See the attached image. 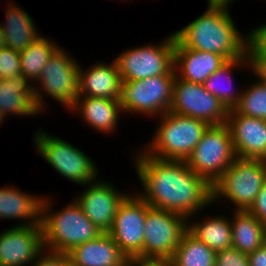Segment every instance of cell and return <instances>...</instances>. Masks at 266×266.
<instances>
[{
	"instance_id": "6da1fadb",
	"label": "cell",
	"mask_w": 266,
	"mask_h": 266,
	"mask_svg": "<svg viewBox=\"0 0 266 266\" xmlns=\"http://www.w3.org/2000/svg\"><path fill=\"white\" fill-rule=\"evenodd\" d=\"M134 153V168L141 183L136 193L150 206L186 219L213 205L212 186L194 173L186 161L163 160Z\"/></svg>"
},
{
	"instance_id": "7a4b0ae2",
	"label": "cell",
	"mask_w": 266,
	"mask_h": 266,
	"mask_svg": "<svg viewBox=\"0 0 266 266\" xmlns=\"http://www.w3.org/2000/svg\"><path fill=\"white\" fill-rule=\"evenodd\" d=\"M229 6L207 5L206 10L174 31L175 47L214 52L227 60L247 54L248 33H241L229 11Z\"/></svg>"
},
{
	"instance_id": "3957f363",
	"label": "cell",
	"mask_w": 266,
	"mask_h": 266,
	"mask_svg": "<svg viewBox=\"0 0 266 266\" xmlns=\"http://www.w3.org/2000/svg\"><path fill=\"white\" fill-rule=\"evenodd\" d=\"M53 198L42 200L41 227L44 249L68 253L75 246L95 239L102 232L87 218L74 199L60 210L53 209Z\"/></svg>"
},
{
	"instance_id": "277c9868",
	"label": "cell",
	"mask_w": 266,
	"mask_h": 266,
	"mask_svg": "<svg viewBox=\"0 0 266 266\" xmlns=\"http://www.w3.org/2000/svg\"><path fill=\"white\" fill-rule=\"evenodd\" d=\"M155 132L140 147L147 155L163 160L186 161L210 126L207 122L170 111L159 116Z\"/></svg>"
},
{
	"instance_id": "5b68a950",
	"label": "cell",
	"mask_w": 266,
	"mask_h": 266,
	"mask_svg": "<svg viewBox=\"0 0 266 266\" xmlns=\"http://www.w3.org/2000/svg\"><path fill=\"white\" fill-rule=\"evenodd\" d=\"M33 138L35 151L66 180L83 187L98 179L99 169L85 151L61 137L50 135L43 127Z\"/></svg>"
},
{
	"instance_id": "8992f818",
	"label": "cell",
	"mask_w": 266,
	"mask_h": 266,
	"mask_svg": "<svg viewBox=\"0 0 266 266\" xmlns=\"http://www.w3.org/2000/svg\"><path fill=\"white\" fill-rule=\"evenodd\" d=\"M69 54L70 51L67 52L65 47L60 46L43 67L40 78L34 84L35 103L41 113H46L48 108L46 96L63 105L66 110H69L78 98L80 64L75 56Z\"/></svg>"
},
{
	"instance_id": "52a82bcc",
	"label": "cell",
	"mask_w": 266,
	"mask_h": 266,
	"mask_svg": "<svg viewBox=\"0 0 266 266\" xmlns=\"http://www.w3.org/2000/svg\"><path fill=\"white\" fill-rule=\"evenodd\" d=\"M266 181V161L237 158L212 186L213 206L230 202L234 210L248 211Z\"/></svg>"
},
{
	"instance_id": "ba28073f",
	"label": "cell",
	"mask_w": 266,
	"mask_h": 266,
	"mask_svg": "<svg viewBox=\"0 0 266 266\" xmlns=\"http://www.w3.org/2000/svg\"><path fill=\"white\" fill-rule=\"evenodd\" d=\"M174 67L166 75L122 81L118 102L123 113L157 118L168 112L172 103Z\"/></svg>"
},
{
	"instance_id": "9c48e42d",
	"label": "cell",
	"mask_w": 266,
	"mask_h": 266,
	"mask_svg": "<svg viewBox=\"0 0 266 266\" xmlns=\"http://www.w3.org/2000/svg\"><path fill=\"white\" fill-rule=\"evenodd\" d=\"M237 159L227 124L210 125L186 160L189 168L213 186Z\"/></svg>"
},
{
	"instance_id": "30bf717a",
	"label": "cell",
	"mask_w": 266,
	"mask_h": 266,
	"mask_svg": "<svg viewBox=\"0 0 266 266\" xmlns=\"http://www.w3.org/2000/svg\"><path fill=\"white\" fill-rule=\"evenodd\" d=\"M175 35L155 44L129 48L115 57L122 81L166 75L174 67Z\"/></svg>"
},
{
	"instance_id": "8fae6325",
	"label": "cell",
	"mask_w": 266,
	"mask_h": 266,
	"mask_svg": "<svg viewBox=\"0 0 266 266\" xmlns=\"http://www.w3.org/2000/svg\"><path fill=\"white\" fill-rule=\"evenodd\" d=\"M169 111L203 120L209 125H222L227 123L229 110L203 84L187 82L176 76Z\"/></svg>"
},
{
	"instance_id": "7c38bea8",
	"label": "cell",
	"mask_w": 266,
	"mask_h": 266,
	"mask_svg": "<svg viewBox=\"0 0 266 266\" xmlns=\"http://www.w3.org/2000/svg\"><path fill=\"white\" fill-rule=\"evenodd\" d=\"M141 256L171 259L187 231V219L177 213L150 207L144 223Z\"/></svg>"
},
{
	"instance_id": "4fadbf2b",
	"label": "cell",
	"mask_w": 266,
	"mask_h": 266,
	"mask_svg": "<svg viewBox=\"0 0 266 266\" xmlns=\"http://www.w3.org/2000/svg\"><path fill=\"white\" fill-rule=\"evenodd\" d=\"M150 206L134 191L119 205L108 234L127 257L138 256L144 241V223Z\"/></svg>"
},
{
	"instance_id": "5bb4252c",
	"label": "cell",
	"mask_w": 266,
	"mask_h": 266,
	"mask_svg": "<svg viewBox=\"0 0 266 266\" xmlns=\"http://www.w3.org/2000/svg\"><path fill=\"white\" fill-rule=\"evenodd\" d=\"M99 178L86 184L84 186L86 189L81 190L82 192L76 195L74 200L102 233H108L113 226L119 205L130 192L120 191L109 180Z\"/></svg>"
},
{
	"instance_id": "9a60e30c",
	"label": "cell",
	"mask_w": 266,
	"mask_h": 266,
	"mask_svg": "<svg viewBox=\"0 0 266 266\" xmlns=\"http://www.w3.org/2000/svg\"><path fill=\"white\" fill-rule=\"evenodd\" d=\"M44 250L41 225H13L0 233V266H32Z\"/></svg>"
},
{
	"instance_id": "2e32d148",
	"label": "cell",
	"mask_w": 266,
	"mask_h": 266,
	"mask_svg": "<svg viewBox=\"0 0 266 266\" xmlns=\"http://www.w3.org/2000/svg\"><path fill=\"white\" fill-rule=\"evenodd\" d=\"M237 158L266 161V120L228 111L227 123Z\"/></svg>"
},
{
	"instance_id": "e0dca14e",
	"label": "cell",
	"mask_w": 266,
	"mask_h": 266,
	"mask_svg": "<svg viewBox=\"0 0 266 266\" xmlns=\"http://www.w3.org/2000/svg\"><path fill=\"white\" fill-rule=\"evenodd\" d=\"M68 111H71L70 114L74 112L76 116L80 114L79 117L87 128L112 137L118 130L116 128L123 114L118 99L99 97H78Z\"/></svg>"
},
{
	"instance_id": "ac0fdd59",
	"label": "cell",
	"mask_w": 266,
	"mask_h": 266,
	"mask_svg": "<svg viewBox=\"0 0 266 266\" xmlns=\"http://www.w3.org/2000/svg\"><path fill=\"white\" fill-rule=\"evenodd\" d=\"M110 62L79 66L78 97L118 99L122 79L116 61Z\"/></svg>"
},
{
	"instance_id": "d6986e66",
	"label": "cell",
	"mask_w": 266,
	"mask_h": 266,
	"mask_svg": "<svg viewBox=\"0 0 266 266\" xmlns=\"http://www.w3.org/2000/svg\"><path fill=\"white\" fill-rule=\"evenodd\" d=\"M30 194L17 186L0 187V220H18L14 226L41 225L44 196Z\"/></svg>"
},
{
	"instance_id": "ffe728a7",
	"label": "cell",
	"mask_w": 266,
	"mask_h": 266,
	"mask_svg": "<svg viewBox=\"0 0 266 266\" xmlns=\"http://www.w3.org/2000/svg\"><path fill=\"white\" fill-rule=\"evenodd\" d=\"M228 60L220 54L187 47L174 48V70L179 79L203 84Z\"/></svg>"
},
{
	"instance_id": "44dd1931",
	"label": "cell",
	"mask_w": 266,
	"mask_h": 266,
	"mask_svg": "<svg viewBox=\"0 0 266 266\" xmlns=\"http://www.w3.org/2000/svg\"><path fill=\"white\" fill-rule=\"evenodd\" d=\"M41 111L35 103L34 85L24 76L0 80V113L8 116H39Z\"/></svg>"
},
{
	"instance_id": "7402d4cb",
	"label": "cell",
	"mask_w": 266,
	"mask_h": 266,
	"mask_svg": "<svg viewBox=\"0 0 266 266\" xmlns=\"http://www.w3.org/2000/svg\"><path fill=\"white\" fill-rule=\"evenodd\" d=\"M67 254L79 266H125L128 259L108 233L75 246Z\"/></svg>"
},
{
	"instance_id": "603a6c76",
	"label": "cell",
	"mask_w": 266,
	"mask_h": 266,
	"mask_svg": "<svg viewBox=\"0 0 266 266\" xmlns=\"http://www.w3.org/2000/svg\"><path fill=\"white\" fill-rule=\"evenodd\" d=\"M5 22H0L6 40V46L14 51L21 52L37 40L41 33L31 15L13 1H7Z\"/></svg>"
},
{
	"instance_id": "cb8c5ba5",
	"label": "cell",
	"mask_w": 266,
	"mask_h": 266,
	"mask_svg": "<svg viewBox=\"0 0 266 266\" xmlns=\"http://www.w3.org/2000/svg\"><path fill=\"white\" fill-rule=\"evenodd\" d=\"M198 212L187 219V231L198 241L203 242L215 252L232 247V228L229 216L217 215L198 219ZM197 216V217H196ZM197 218V220H196ZM193 220V221H192Z\"/></svg>"
},
{
	"instance_id": "d4e9b609",
	"label": "cell",
	"mask_w": 266,
	"mask_h": 266,
	"mask_svg": "<svg viewBox=\"0 0 266 266\" xmlns=\"http://www.w3.org/2000/svg\"><path fill=\"white\" fill-rule=\"evenodd\" d=\"M239 68L251 70L248 54L235 60H228L203 83L204 88L218 98L228 110L233 109L239 103L242 93V89L238 90L240 88L236 87V89L233 85L235 83L233 79L236 76L234 71Z\"/></svg>"
},
{
	"instance_id": "484cf974",
	"label": "cell",
	"mask_w": 266,
	"mask_h": 266,
	"mask_svg": "<svg viewBox=\"0 0 266 266\" xmlns=\"http://www.w3.org/2000/svg\"><path fill=\"white\" fill-rule=\"evenodd\" d=\"M232 248L243 253H250L266 242V225L249 211H232Z\"/></svg>"
},
{
	"instance_id": "4316f807",
	"label": "cell",
	"mask_w": 266,
	"mask_h": 266,
	"mask_svg": "<svg viewBox=\"0 0 266 266\" xmlns=\"http://www.w3.org/2000/svg\"><path fill=\"white\" fill-rule=\"evenodd\" d=\"M59 44L41 35L27 48L19 52L21 73L33 85L40 78L43 67L47 64L52 54L60 47Z\"/></svg>"
},
{
	"instance_id": "83f0119b",
	"label": "cell",
	"mask_w": 266,
	"mask_h": 266,
	"mask_svg": "<svg viewBox=\"0 0 266 266\" xmlns=\"http://www.w3.org/2000/svg\"><path fill=\"white\" fill-rule=\"evenodd\" d=\"M215 259L214 250L186 231L171 261L172 266H215Z\"/></svg>"
},
{
	"instance_id": "f1b7e54d",
	"label": "cell",
	"mask_w": 266,
	"mask_h": 266,
	"mask_svg": "<svg viewBox=\"0 0 266 266\" xmlns=\"http://www.w3.org/2000/svg\"><path fill=\"white\" fill-rule=\"evenodd\" d=\"M254 79L248 87H242L239 103L233 110L237 114L266 120V83Z\"/></svg>"
},
{
	"instance_id": "f546056e",
	"label": "cell",
	"mask_w": 266,
	"mask_h": 266,
	"mask_svg": "<svg viewBox=\"0 0 266 266\" xmlns=\"http://www.w3.org/2000/svg\"><path fill=\"white\" fill-rule=\"evenodd\" d=\"M20 53L9 47L0 49V80L21 75Z\"/></svg>"
},
{
	"instance_id": "4dcf8cb0",
	"label": "cell",
	"mask_w": 266,
	"mask_h": 266,
	"mask_svg": "<svg viewBox=\"0 0 266 266\" xmlns=\"http://www.w3.org/2000/svg\"><path fill=\"white\" fill-rule=\"evenodd\" d=\"M215 266H249L248 254L232 247L218 251Z\"/></svg>"
},
{
	"instance_id": "1f68e13d",
	"label": "cell",
	"mask_w": 266,
	"mask_h": 266,
	"mask_svg": "<svg viewBox=\"0 0 266 266\" xmlns=\"http://www.w3.org/2000/svg\"><path fill=\"white\" fill-rule=\"evenodd\" d=\"M247 53H266V21L247 31Z\"/></svg>"
},
{
	"instance_id": "d6a6232c",
	"label": "cell",
	"mask_w": 266,
	"mask_h": 266,
	"mask_svg": "<svg viewBox=\"0 0 266 266\" xmlns=\"http://www.w3.org/2000/svg\"><path fill=\"white\" fill-rule=\"evenodd\" d=\"M253 77L266 83V53H247Z\"/></svg>"
},
{
	"instance_id": "836d02e7",
	"label": "cell",
	"mask_w": 266,
	"mask_h": 266,
	"mask_svg": "<svg viewBox=\"0 0 266 266\" xmlns=\"http://www.w3.org/2000/svg\"><path fill=\"white\" fill-rule=\"evenodd\" d=\"M128 266H172V261L165 257L132 256L127 259Z\"/></svg>"
},
{
	"instance_id": "e575fe53",
	"label": "cell",
	"mask_w": 266,
	"mask_h": 266,
	"mask_svg": "<svg viewBox=\"0 0 266 266\" xmlns=\"http://www.w3.org/2000/svg\"><path fill=\"white\" fill-rule=\"evenodd\" d=\"M248 211L266 225V181L256 197L255 202Z\"/></svg>"
},
{
	"instance_id": "d590c367",
	"label": "cell",
	"mask_w": 266,
	"mask_h": 266,
	"mask_svg": "<svg viewBox=\"0 0 266 266\" xmlns=\"http://www.w3.org/2000/svg\"><path fill=\"white\" fill-rule=\"evenodd\" d=\"M64 253L44 250L32 264V266H63Z\"/></svg>"
},
{
	"instance_id": "8d00e7d4",
	"label": "cell",
	"mask_w": 266,
	"mask_h": 266,
	"mask_svg": "<svg viewBox=\"0 0 266 266\" xmlns=\"http://www.w3.org/2000/svg\"><path fill=\"white\" fill-rule=\"evenodd\" d=\"M249 266H266V242L253 252L248 253Z\"/></svg>"
},
{
	"instance_id": "74e56055",
	"label": "cell",
	"mask_w": 266,
	"mask_h": 266,
	"mask_svg": "<svg viewBox=\"0 0 266 266\" xmlns=\"http://www.w3.org/2000/svg\"><path fill=\"white\" fill-rule=\"evenodd\" d=\"M63 266H79L73 260L68 257V254L64 253V265Z\"/></svg>"
},
{
	"instance_id": "f35d334b",
	"label": "cell",
	"mask_w": 266,
	"mask_h": 266,
	"mask_svg": "<svg viewBox=\"0 0 266 266\" xmlns=\"http://www.w3.org/2000/svg\"><path fill=\"white\" fill-rule=\"evenodd\" d=\"M4 47H6V40L2 28L0 27V49Z\"/></svg>"
},
{
	"instance_id": "ab89813d",
	"label": "cell",
	"mask_w": 266,
	"mask_h": 266,
	"mask_svg": "<svg viewBox=\"0 0 266 266\" xmlns=\"http://www.w3.org/2000/svg\"><path fill=\"white\" fill-rule=\"evenodd\" d=\"M4 121H5V118L0 113V127H1L2 123H4Z\"/></svg>"
}]
</instances>
